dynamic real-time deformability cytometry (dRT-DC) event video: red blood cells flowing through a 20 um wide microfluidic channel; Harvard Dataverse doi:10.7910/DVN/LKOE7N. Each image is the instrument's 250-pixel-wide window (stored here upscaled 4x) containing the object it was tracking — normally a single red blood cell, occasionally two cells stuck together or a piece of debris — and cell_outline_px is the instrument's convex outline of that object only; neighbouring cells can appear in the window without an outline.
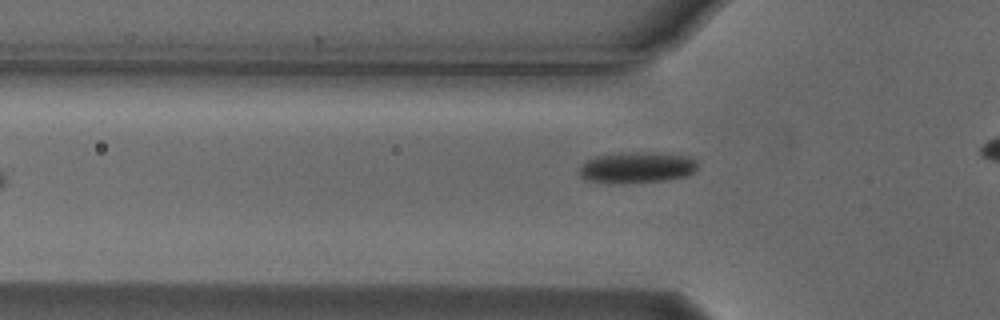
{"species": "Egyptian fruit bat (a non-hibernating species)", "species_latin": "Rousettus aegyptiacus", "temperature_condition": "cold", "stored_images_in_passage": 33, "camera_frame_rate_fps": 3000, "um_per_image_px": 0.085, "animal": {"sex": "male"}, "frame": {"image": 1, "passage_image": 4, "time_ms": 1.0, "image_size_px": [1000, 320], "cell_outline_px": [[696, 168], [692, 172], [684, 176], [664, 180], [608, 184], [584, 180], [580, 176], [580, 168], [588, 160], [596, 156], [620, 152], [652, 152], [692, 156], [696, 160]], "centroid_in_image_um": [54.1, 14.23], "position_along_channel_um": 71.7, "area_um2": 21.5}}
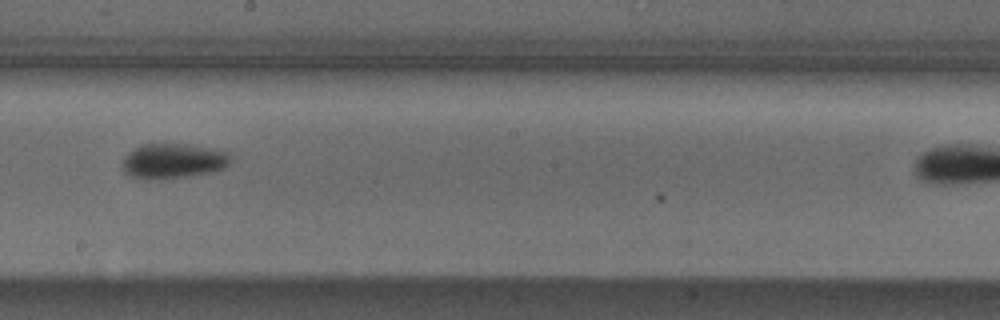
{"frame": {"image": 2, "passage_image": 17, "time_ms": 5.333, "image_size_px": [1000, 320], "cell_outline_px": [[232, 156], [228, 164], [224, 168], [212, 172], [188, 176], [160, 180], [140, 180], [124, 172], [120, 164], [124, 156], [132, 148], [140, 144], [188, 144], [216, 148], [228, 152]], "centroid_in_image_um": [14.68, 13.69], "position_along_channel_um": 233.5, "area_um2": 22.77}}
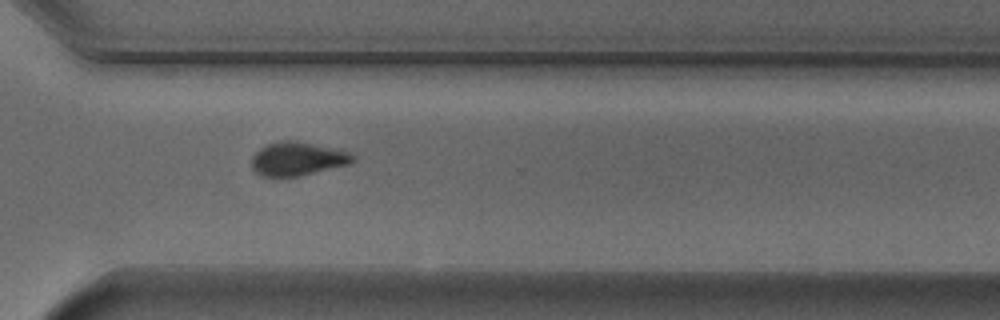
{"frame": {"image": 3, "passage_image": 26, "time_ms": 8.333, "image_size_px": [1000, 320], "cell_outline_px": [[356, 160], [348, 164], [300, 176], [260, 176], [252, 168], [252, 156], [260, 148], [268, 144], [280, 140], [292, 140], [352, 152], [356, 156]], "centroid_in_image_um": [25.3, 13.5], "position_along_channel_um": 345.3, "area_um2": 19.71}, "authors_computed_cell_mechanics": {"area_um2": 21.675, "velocity_mm_per_s": 3.7342, "shape_relaxation_time_tau1_ms": 3.8402, "shape_relaxation_time_tau2_ms": null, "deformation_change_tau1": 0.1041, "deformation_change_tau2": null}}